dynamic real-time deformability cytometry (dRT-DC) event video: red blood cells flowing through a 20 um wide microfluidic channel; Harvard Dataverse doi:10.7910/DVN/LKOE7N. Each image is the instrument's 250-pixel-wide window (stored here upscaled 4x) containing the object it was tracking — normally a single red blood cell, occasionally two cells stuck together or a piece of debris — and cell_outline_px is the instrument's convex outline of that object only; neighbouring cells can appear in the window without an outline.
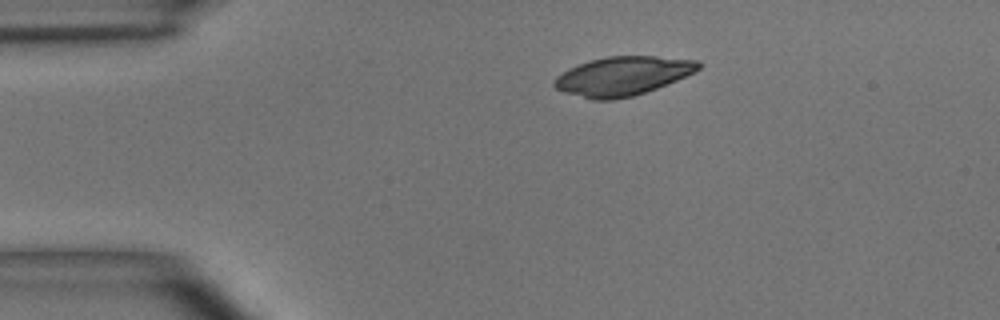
{"species": "common noctule bat (a hibernating species)", "species_latin": "Nyctalus noctula", "temperature_condition": "room temperature", "stored_images_in_passage": 5, "camera_frame_rate_fps": 3000, "um_per_image_px": 0.085, "animal": {"sex": "male", "body_mass_g": 15.6}, "frame": {"image": 1, "passage_image": 1, "time_ms": 0.0, "image_size_px": [1000, 320], "cell_outline_px": [[704, 64], [696, 72], [656, 88], [632, 96], [612, 100], [592, 100], [564, 92], [556, 88], [552, 84], [552, 80], [556, 76], [568, 68], [588, 60], [608, 56], [656, 56], [700, 60]], "centroid_in_image_um": [52.92, 6.45], "position_along_channel_um": 32.1, "area_um2": 32.95}}